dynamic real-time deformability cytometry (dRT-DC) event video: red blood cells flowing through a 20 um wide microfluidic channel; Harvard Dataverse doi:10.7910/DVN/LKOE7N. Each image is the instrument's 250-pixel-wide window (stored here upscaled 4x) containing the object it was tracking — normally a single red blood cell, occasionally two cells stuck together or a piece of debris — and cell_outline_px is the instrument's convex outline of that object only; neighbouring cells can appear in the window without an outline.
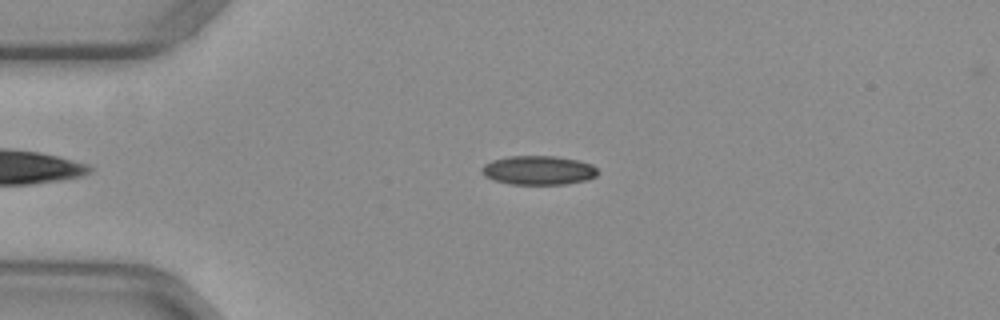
{"species": "common noctule bat (a hibernating species)", "species_latin": "Nyctalus noctula", "temperature_condition": "warm", "stored_images_in_passage": 39, "camera_frame_rate_fps": 3000, "um_per_image_px": 0.085, "animal": {"sex": "female", "body_mass_g": 29.2, "forearm_length_mm": 56.3}, "frame": {"image": 1, "passage_image": 4, "time_ms": 1.0, "image_size_px": [1000, 320], "cell_outline_px": [[596, 176], [588, 180], [564, 184], [512, 184], [496, 180], [484, 176], [480, 172], [480, 168], [484, 164], [492, 160], [508, 156], [556, 156], [576, 160], [592, 164], [596, 168]], "centroid_in_image_um": [45.74, 14.47], "position_along_channel_um": 39.3, "area_um2": 19.59}}
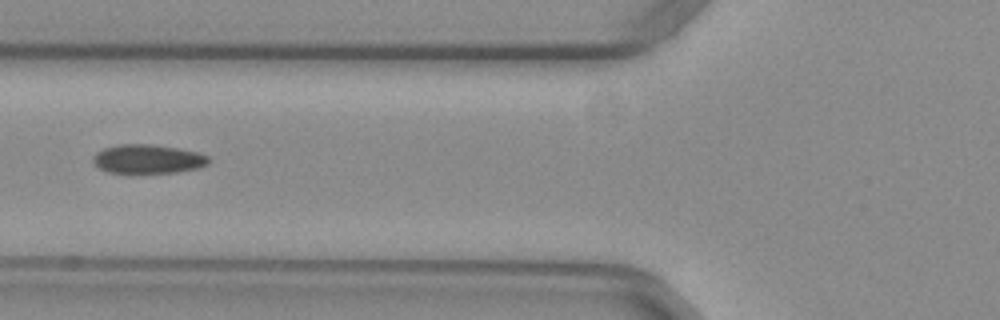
{"frame": {"image": 2, "passage_image": 12, "time_ms": 3.667, "image_size_px": [1000, 320], "cell_outline_px": [[208, 164], [200, 168], [176, 172], [108, 172], [100, 168], [92, 160], [92, 156], [96, 152], [104, 148], [120, 144], [152, 144], [176, 148], [196, 152], [208, 156]], "centroid_in_image_um": [12.56, 13.5], "position_along_channel_um": 113.2, "area_um2": 19.25}}
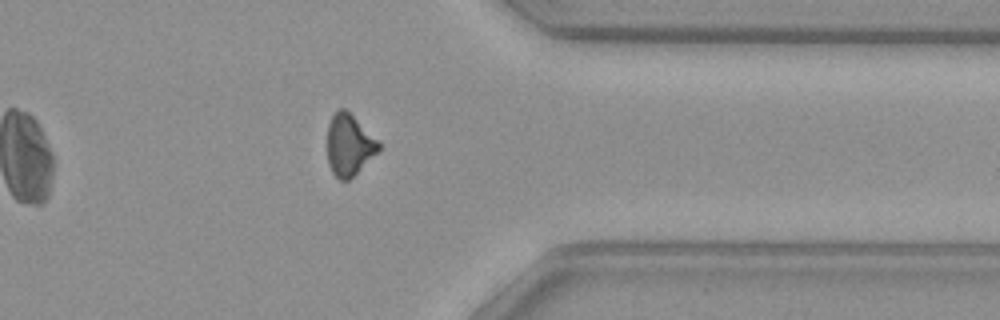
{"frame": {"image": 3, "passage_image": 33, "time_ms": 10.667, "image_size_px": [1000, 320], "cell_outline_px": [[380, 152], [348, 180], [340, 180], [332, 172], [328, 164], [328, 124], [332, 116], [340, 108], [344, 108], [380, 144]], "centroid_in_image_um": [29.67, 12.36], "position_along_channel_um": 381.7, "area_um2": 17.98}, "authors_computed_cell_mechanics": {"area_um2": 19.5942, "velocity_mm_per_s": 3.9715, "shape_relaxation_time_tau1_ms": null, "shape_relaxation_time_tau2_ms": 3.9774, "deformation_change_tau1": null, "deformation_change_tau2": 0.0984}}